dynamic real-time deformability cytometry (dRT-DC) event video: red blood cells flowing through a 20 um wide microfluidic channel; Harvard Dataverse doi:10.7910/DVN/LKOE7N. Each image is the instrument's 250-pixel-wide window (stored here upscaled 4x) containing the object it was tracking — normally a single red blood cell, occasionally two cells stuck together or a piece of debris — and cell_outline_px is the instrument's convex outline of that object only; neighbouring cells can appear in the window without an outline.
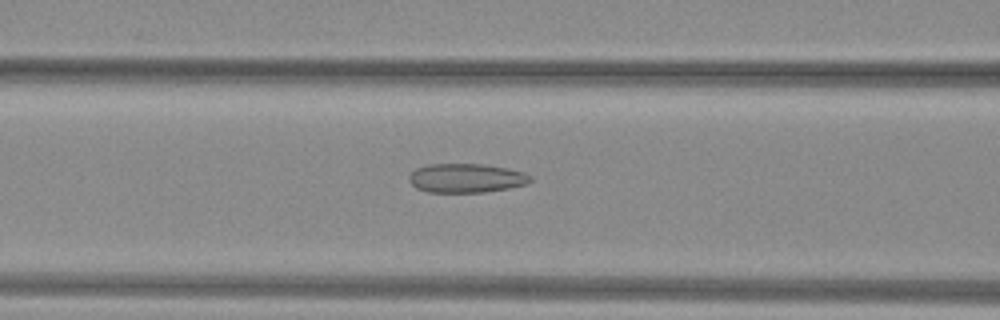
{"species": "common noctule bat (a hibernating species)", "species_latin": "Nyctalus noctula", "temperature_condition": "warm", "stored_images_in_passage": 42, "camera_frame_rate_fps": 3000, "um_per_image_px": 0.085, "animal": {"sex": "female", "body_mass_g": 29.2, "forearm_length_mm": 56.3}, "frame": {"image": 1, "passage_image": 12, "time_ms": 3.667, "image_size_px": [1000, 320], "cell_outline_px": [[532, 180], [528, 184], [508, 188], [484, 192], [428, 192], [416, 188], [408, 180], [408, 176], [416, 168], [428, 164], [484, 164], [508, 168], [524, 172], [532, 176]], "centroid_in_image_um": [39.64, 15.13], "position_along_channel_um": 127.0, "area_um2": 20.69}}
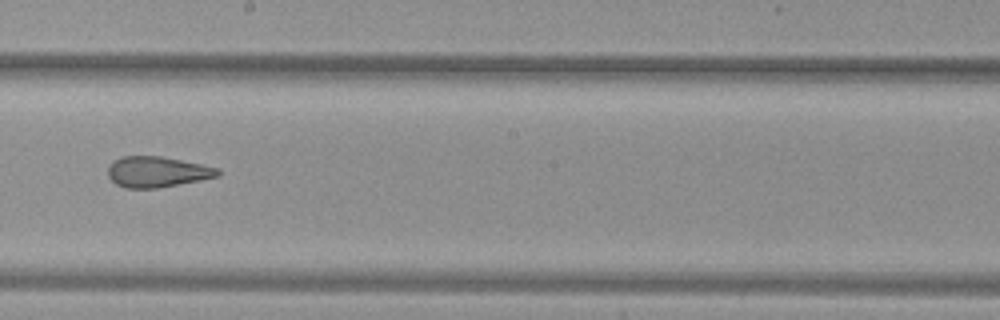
{"frame": {"image": 2, "passage_image": 20, "time_ms": 6.333, "image_size_px": [1000, 320], "cell_outline_px": [[220, 176], [200, 180], [156, 188], [124, 188], [116, 184], [108, 176], [108, 164], [112, 160], [124, 156], [160, 156], [220, 168]], "centroid_in_image_um": [13.33, 14.6], "position_along_channel_um": 234.9, "area_um2": 19.65}}
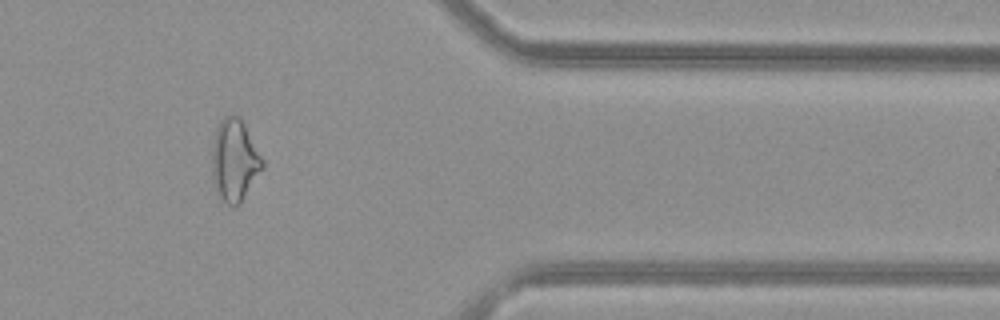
{"frame": {"image": 3, "passage_image": 33, "time_ms": 10.667, "image_size_px": [1000, 320], "cell_outline_px": [[264, 168], [240, 200], [232, 208], [216, 196], [212, 176], [212, 144], [216, 128], [220, 120], [224, 116], [240, 116], [264, 160]], "centroid_in_image_um": [19.91, 13.62], "position_along_channel_um": 391.5, "area_um2": 24.16}, "authors_computed_cell_mechanics": {"area_um2": 22.1663, "velocity_mm_per_s": 4.042, "shape_relaxation_time_tau1_ms": null, "shape_relaxation_time_tau2_ms": 1.87, "deformation_change_tau1": null, "deformation_change_tau2": 0.1148}}